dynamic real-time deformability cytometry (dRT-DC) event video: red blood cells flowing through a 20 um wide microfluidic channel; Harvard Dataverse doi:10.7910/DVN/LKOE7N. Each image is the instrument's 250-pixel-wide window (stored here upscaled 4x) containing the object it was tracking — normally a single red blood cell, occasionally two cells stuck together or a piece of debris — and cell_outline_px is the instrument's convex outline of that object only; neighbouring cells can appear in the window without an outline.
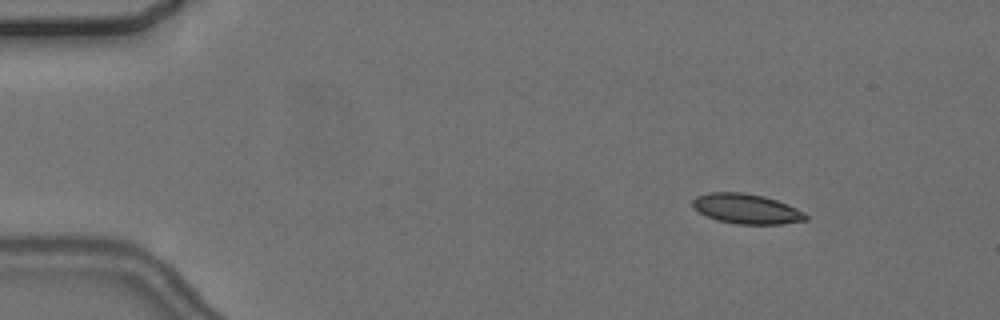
{"species": "common noctule bat (a hibernating species)", "species_latin": "Nyctalus noctula", "temperature_condition": "cold", "stored_images_in_passage": 6, "camera_frame_rate_fps": 3000, "um_per_image_px": 0.085, "animal": {"sex": "female", "body_mass_g": 24.6, "forearm_length_mm": 56.2}, "frame": {"image": 1, "passage_image": 2, "time_ms": 1.0, "image_size_px": [1000, 320], "cell_outline_px": [[808, 220], [780, 224], [736, 224], [716, 220], [692, 208], [692, 200], [696, 196], [708, 192], [744, 192], [764, 196], [776, 200], [796, 208], [804, 212], [808, 216]], "centroid_in_image_um": [63.43, 17.74], "position_along_channel_um": 21.6, "area_um2": 19.83}}
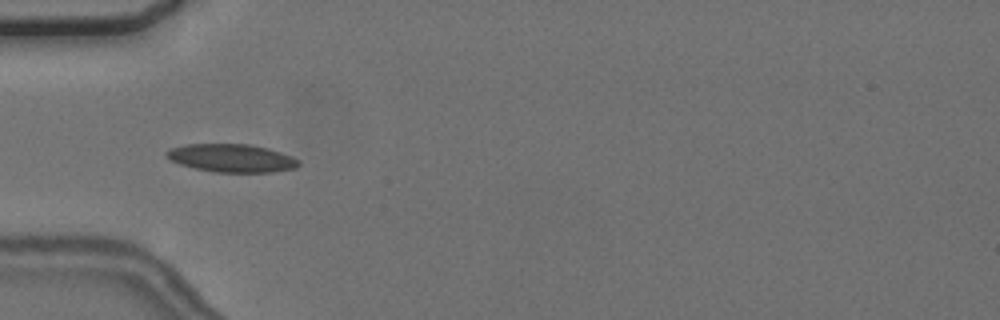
{"frame": {"image": 2, "passage_image": 5, "time_ms": 4.667, "image_size_px": [1000, 320], "cell_outline_px": [[300, 164], [296, 168], [272, 172], [212, 172], [180, 164], [172, 160], [164, 152], [172, 148], [188, 144], [248, 144], [268, 148], [292, 156], [300, 160]], "centroid_in_image_um": [19.74, 13.44], "position_along_channel_um": 65.3, "area_um2": 21.5}}
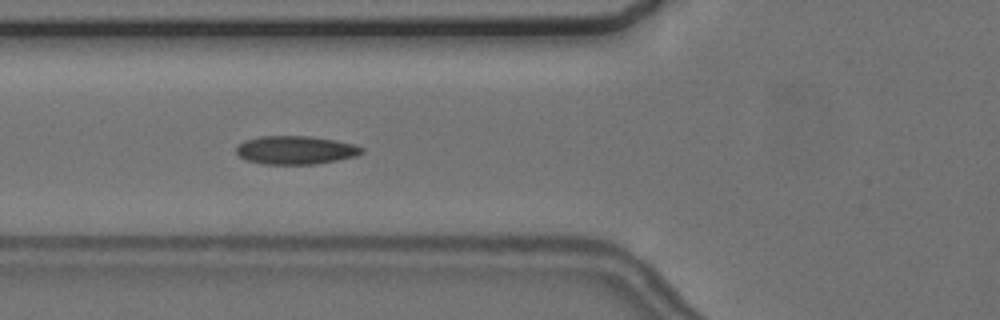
{"frame": {"image": 3, "passage_image": 6, "time_ms": 5.667, "image_size_px": [1000, 320], "cell_outline_px": [[364, 152], [356, 156], [316, 164], [264, 164], [244, 160], [236, 152], [236, 148], [244, 140], [260, 136], [308, 136], [336, 140], [352, 144], [364, 148]], "centroid_in_image_um": [25.11, 12.76], "position_along_channel_um": 100.7, "area_um2": 20.75}}